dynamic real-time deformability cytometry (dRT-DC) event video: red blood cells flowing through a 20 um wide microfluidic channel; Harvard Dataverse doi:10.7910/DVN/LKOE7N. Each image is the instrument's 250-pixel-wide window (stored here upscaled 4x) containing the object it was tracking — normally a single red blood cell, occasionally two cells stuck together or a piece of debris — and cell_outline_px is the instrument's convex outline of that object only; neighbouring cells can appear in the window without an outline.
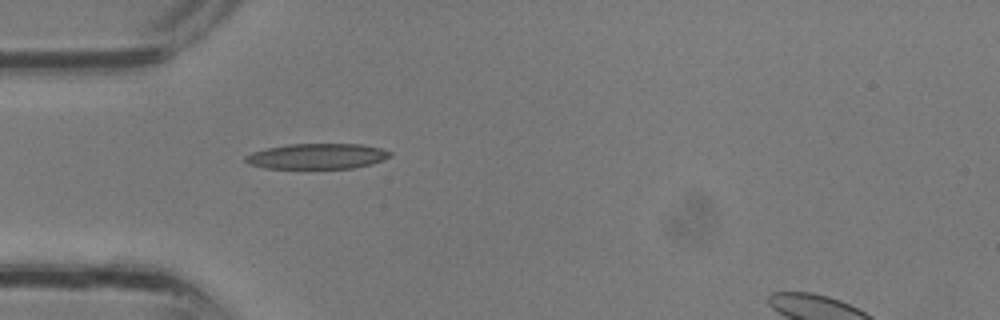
{"species": "common noctule bat (a hibernating species)", "species_latin": "Nyctalus noctula", "temperature_condition": "room temperature", "stored_images_in_passage": 11, "camera_frame_rate_fps": 3000, "um_per_image_px": 0.085, "animal": {"sex": "male", "body_mass_g": 13.3}, "frame": {"image": 1, "passage_image": 1, "time_ms": 0.0, "image_size_px": [1000, 320], "cell_outline_px": [[392, 156], [372, 164], [352, 168], [264, 168], [248, 164], [244, 160], [244, 156], [252, 152], [268, 148], [288, 144], [360, 144], [380, 148], [392, 152]], "centroid_in_image_um": [26.95, 13.28], "position_along_channel_um": 58.0, "area_um2": 21.44}}
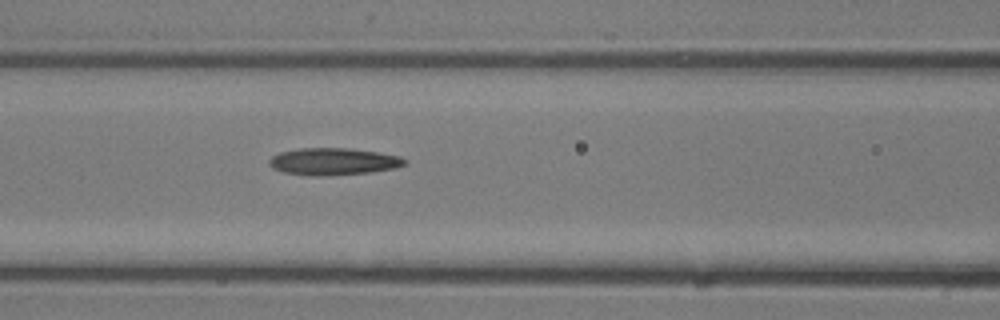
{"frame": {"image": 2, "passage_image": 5, "time_ms": 1.333, "image_size_px": [1000, 320], "cell_outline_px": [[408, 164], [396, 168], [368, 172], [328, 176], [308, 176], [284, 172], [272, 168], [268, 164], [268, 160], [272, 156], [280, 152], [300, 148], [348, 148], [376, 152], [400, 156], [408, 160]], "centroid_in_image_um": [28.33, 13.73], "position_along_channel_um": 138.3, "area_um2": 21.56}}
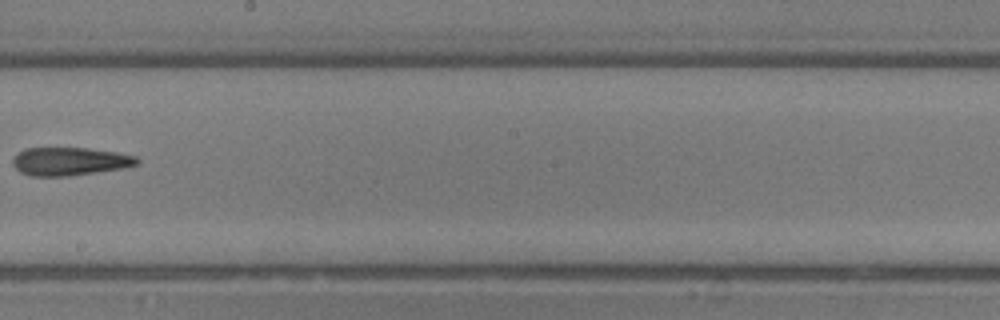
{"frame": {"image": 3, "passage_image": 10, "time_ms": 3.0, "image_size_px": [1000, 320], "cell_outline_px": [[140, 160], [136, 164], [124, 168], [68, 176], [32, 176], [20, 172], [12, 164], [12, 160], [20, 152], [28, 148], [88, 148], [116, 152], [136, 156]], "centroid_in_image_um": [5.94, 13.72], "position_along_channel_um": 242.3, "area_um2": 20.23}}